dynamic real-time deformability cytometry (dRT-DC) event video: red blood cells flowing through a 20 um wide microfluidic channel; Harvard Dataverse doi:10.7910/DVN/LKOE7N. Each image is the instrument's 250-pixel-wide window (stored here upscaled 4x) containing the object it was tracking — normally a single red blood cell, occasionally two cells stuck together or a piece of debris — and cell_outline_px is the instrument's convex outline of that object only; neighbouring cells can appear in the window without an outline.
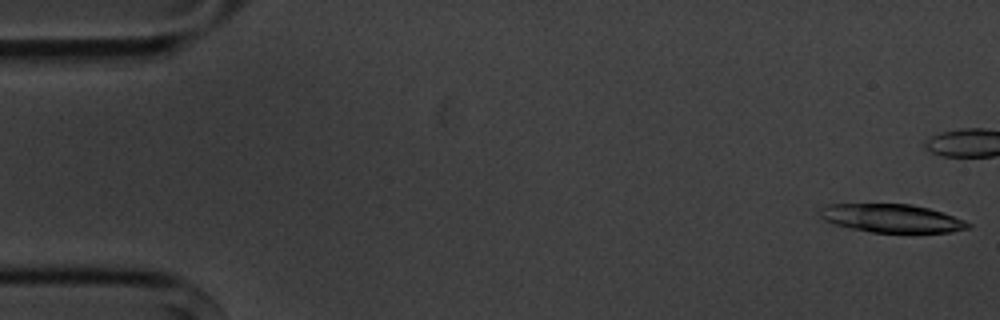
{"species": "common noctule bat (a hibernating species)", "species_latin": "Nyctalus noctula", "temperature_condition": "cold", "stored_images_in_passage": 5, "camera_frame_rate_fps": 3000, "um_per_image_px": 0.085, "animal": {"sex": "male", "body_mass_g": 20.1, "forearm_length_mm": 53.5}, "frame": {"image": 1, "passage_image": 1, "time_ms": 0.0, "image_size_px": [1000, 320], "cell_outline_px": [[972, 228], [952, 232], [872, 232], [832, 224], [824, 220], [820, 216], [820, 208], [828, 204], [912, 204], [928, 208], [964, 220], [972, 224]], "centroid_in_image_um": [75.8, 18.55], "position_along_channel_um": 9.2, "area_um2": 24.33}}